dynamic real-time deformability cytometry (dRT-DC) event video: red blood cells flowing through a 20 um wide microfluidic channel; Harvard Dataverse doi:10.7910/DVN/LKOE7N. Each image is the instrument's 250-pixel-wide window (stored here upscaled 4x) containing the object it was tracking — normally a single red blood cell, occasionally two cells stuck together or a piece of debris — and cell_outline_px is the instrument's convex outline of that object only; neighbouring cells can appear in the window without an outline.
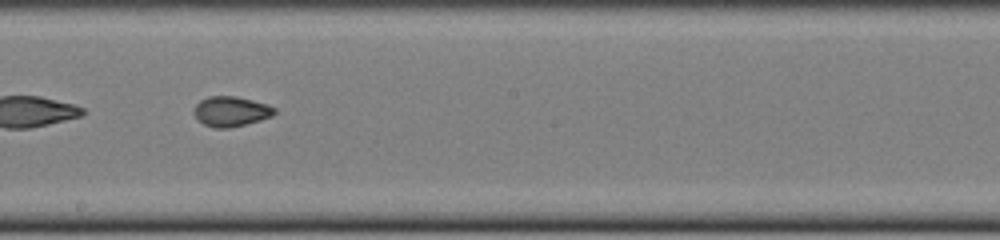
{"species": "common noctule bat (a hibernating species)", "species_latin": "Nyctalus noctula", "temperature_condition": "cold", "stored_images_in_passage": 38, "camera_frame_rate_fps": 3000, "um_per_image_px": 0.085, "animal": {"sex": "female", "body_mass_g": 22.0, "forearm_length_mm": 56.7}, "frame": {"image": 1, "passage_image": 17, "time_ms": 5.333, "image_size_px": [1000, 240], "cell_outline_px": [[276, 112], [272, 116], [260, 120], [228, 128], [216, 128], [204, 124], [196, 120], [192, 112], [192, 108], [200, 100], [208, 96], [236, 96], [268, 104], [276, 108]], "centroid_in_image_um": [19.59, 9.46], "position_along_channel_um": 228.6, "area_um2": 14.28}, "authors_computed_cell_mechanics": {"area_um2": 14.3633, "velocity_mm_per_s": 3.9326, "shape_relaxation_time_tau1_ms": null, "shape_relaxation_time_tau2_ms": 2.0575, "deformation_change_tau1": null, "deformation_change_tau2": 0.0519}}